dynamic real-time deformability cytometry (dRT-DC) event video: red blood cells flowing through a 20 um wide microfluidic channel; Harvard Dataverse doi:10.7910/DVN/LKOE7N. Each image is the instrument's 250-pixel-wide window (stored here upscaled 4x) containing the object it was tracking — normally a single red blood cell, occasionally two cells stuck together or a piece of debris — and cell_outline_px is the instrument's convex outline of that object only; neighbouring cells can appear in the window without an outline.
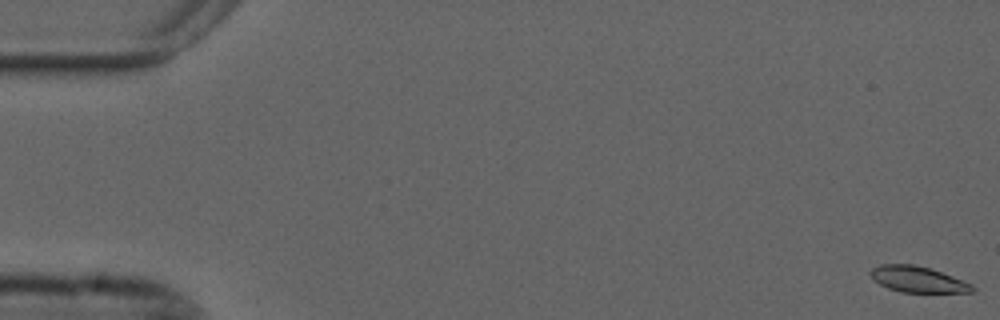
{"species": "common noctule bat (a hibernating species)", "species_latin": "Nyctalus noctula", "temperature_condition": "cold", "stored_images_in_passage": 56, "camera_frame_rate_fps": 3000, "um_per_image_px": 0.085, "animal": {"sex": "male", "forearm_length_mm": 52.5}, "frame": {"image": 1, "passage_image": 1, "time_ms": 0.0, "image_size_px": [1000, 320], "cell_outline_px": [[976, 288], [972, 292], [900, 292], [888, 288], [872, 280], [868, 272], [872, 268], [880, 264], [912, 264], [928, 268], [952, 276], [972, 284]], "centroid_in_image_um": [77.96, 23.74], "position_along_channel_um": 7.0, "area_um2": 15.37}}
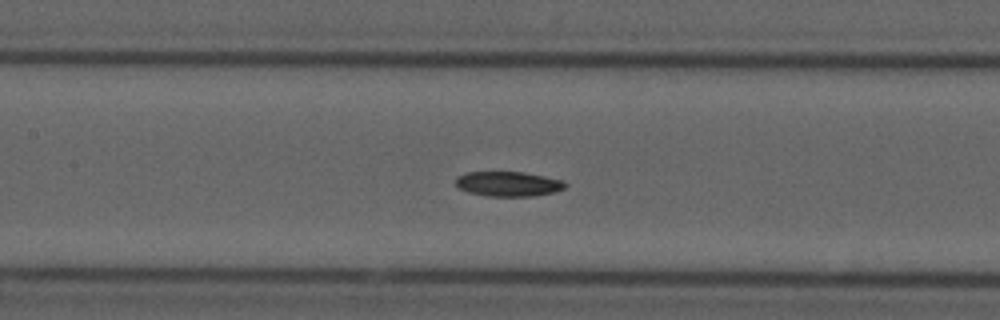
{"frame": {"image": 2, "passage_image": 26, "time_ms": 8.333, "image_size_px": [1000, 320], "cell_outline_px": [[568, 184], [564, 188], [552, 192], [532, 196], [488, 196], [468, 192], [456, 188], [456, 176], [468, 172], [524, 172], [564, 180]], "centroid_in_image_um": [43.18, 15.63], "position_along_channel_um": 164.2, "area_um2": 15.9}}
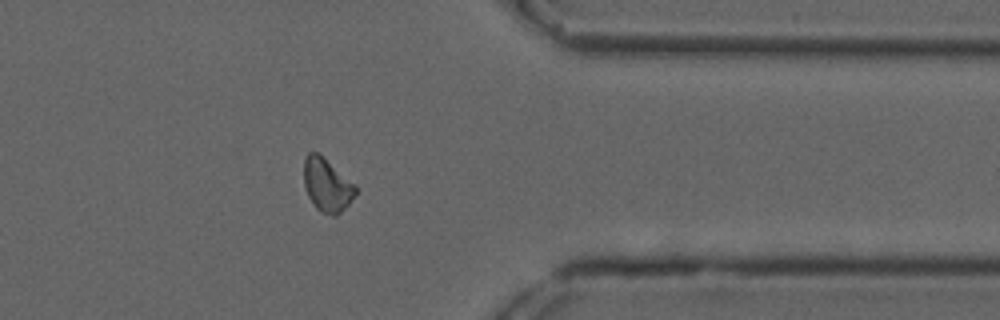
{"frame": {"image": 3, "passage_image": 45, "time_ms": 14.667, "image_size_px": [1000, 320], "cell_outline_px": [[356, 192], [348, 204], [336, 216], [332, 216], [320, 212], [312, 204], [308, 196], [304, 184], [304, 160], [308, 152], [316, 152], [356, 184]], "centroid_in_image_um": [27.78, 15.75], "position_along_channel_um": 383.6, "area_um2": 15.9}}